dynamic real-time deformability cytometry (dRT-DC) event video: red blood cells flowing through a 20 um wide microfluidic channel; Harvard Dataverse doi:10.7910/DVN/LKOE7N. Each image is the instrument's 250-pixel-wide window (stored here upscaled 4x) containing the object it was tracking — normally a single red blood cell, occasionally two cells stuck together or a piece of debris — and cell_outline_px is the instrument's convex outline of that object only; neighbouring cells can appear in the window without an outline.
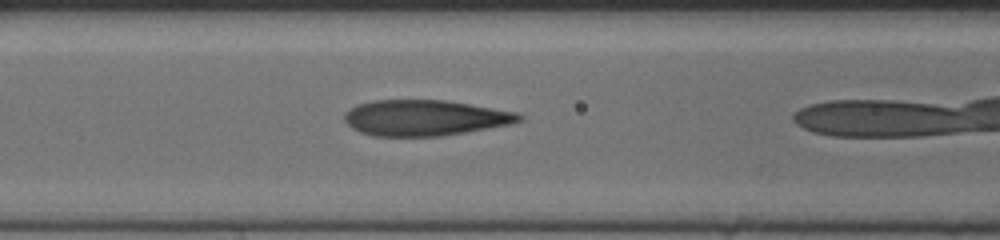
{"species": "human", "species_latin": "Homo sapiens", "temperature_condition": "cold", "stored_images_in_passage": 33, "camera_frame_rate_fps": 3000, "um_per_image_px": 0.085, "donor": {"sex": "female"}, "frame": {"image": 1, "passage_image": 11, "time_ms": 3.333, "image_size_px": [1000, 240], "cell_outline_px": [[524, 120], [512, 124], [468, 132], [440, 136], [372, 136], [360, 132], [352, 128], [344, 120], [344, 116], [356, 104], [372, 100], [444, 100], [520, 112], [524, 116]], "centroid_in_image_um": [36.17, 10.02], "position_along_channel_um": 130.4, "area_um2": 36.65}}
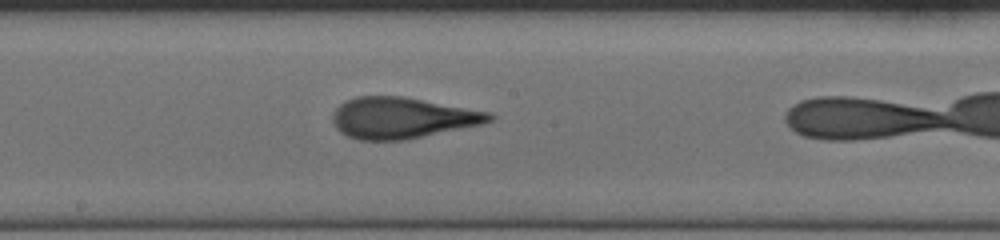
{"frame": {"image": 2, "passage_image": 18, "time_ms": 5.667, "image_size_px": [1000, 240], "cell_outline_px": [[496, 116], [492, 120], [484, 124], [404, 140], [360, 140], [348, 136], [340, 132], [336, 128], [332, 120], [332, 116], [336, 108], [344, 100], [356, 96], [404, 96], [492, 112]], "centroid_in_image_um": [34.2, 10.01], "position_along_channel_um": 214.0, "area_um2": 37.86}}
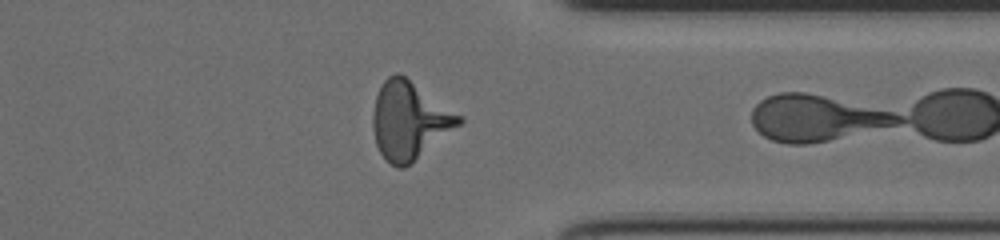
{"frame": {"image": 3, "passage_image": 32, "time_ms": 10.333, "image_size_px": [1000, 240], "cell_outline_px": [[464, 120], [460, 124], [404, 168], [396, 168], [380, 152], [376, 144], [372, 128], [372, 116], [376, 96], [384, 80], [388, 76], [396, 72], [400, 72], [464, 116]], "centroid_in_image_um": [34.8, 10.2], "position_along_channel_um": 376.6, "area_um2": 38.78}}